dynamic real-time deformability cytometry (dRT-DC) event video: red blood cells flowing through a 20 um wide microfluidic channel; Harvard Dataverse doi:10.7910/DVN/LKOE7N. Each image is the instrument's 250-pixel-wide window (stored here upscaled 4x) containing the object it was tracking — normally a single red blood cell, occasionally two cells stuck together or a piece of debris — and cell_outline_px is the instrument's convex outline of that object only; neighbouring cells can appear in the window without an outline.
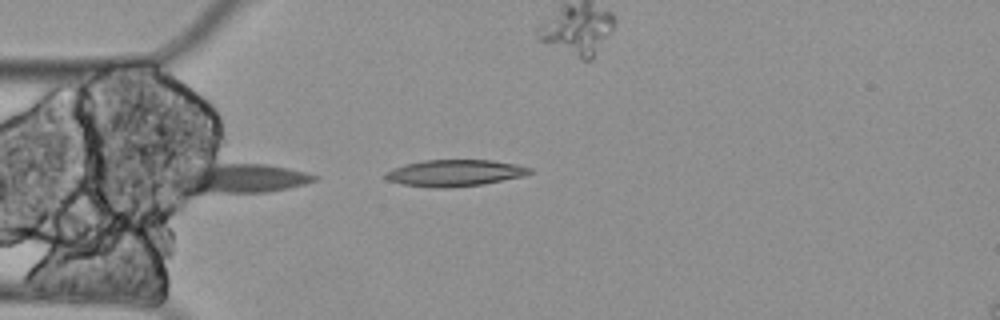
{"species": "Egyptian fruit bat (a non-hibernating species)", "species_latin": "Rousettus aegyptiacus", "temperature_condition": "cold", "stored_images_in_passage": 11, "segment_of_instrument_passage": [1, 2], "camera_frame_rate_fps": 3000, "um_per_image_px": 0.085, "animal": {"sex": "female"}, "frame": {"image": 1, "passage_image": 4, "time_ms": 1.0, "image_size_px": [1000, 320], "cell_outline_px": [[320, 176], [316, 180], [304, 184], [288, 188], [268, 192], [180, 192], [168, 184], [168, 172], [172, 168], [216, 164], [268, 164], [288, 168]], "centroid_in_image_um": [20.11, 15.15], "position_along_channel_um": 64.9, "area_um2": 25.2}}
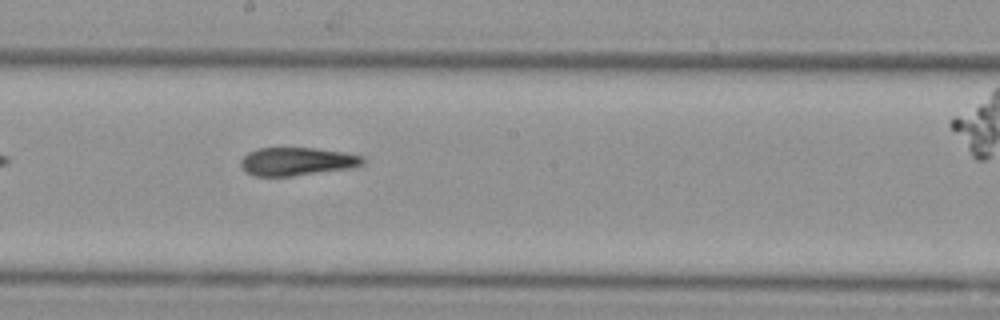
{"frame": {"image": 2, "passage_image": 8, "time_ms": 2.333, "image_size_px": [1000, 320], "cell_outline_px": [[368, 160], [364, 164], [356, 168], [292, 176], [256, 176], [248, 172], [240, 164], [240, 160], [248, 152], [260, 148], [312, 148], [344, 152], [364, 156]], "centroid_in_image_um": [25.34, 13.73], "position_along_channel_um": 222.9, "area_um2": 20.23}}
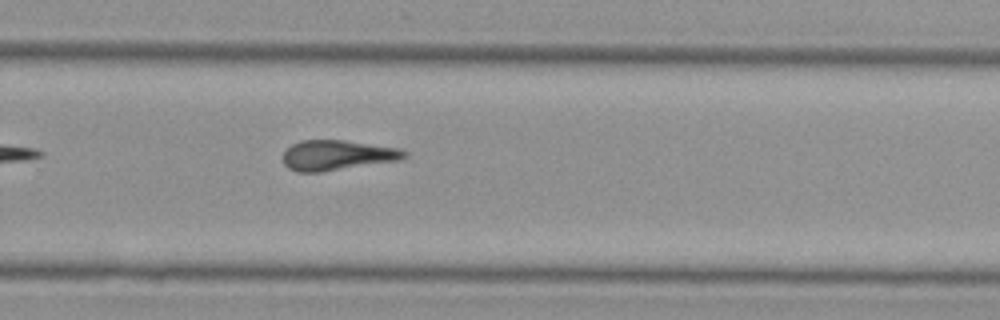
{"frame": {"image": 3, "passage_image": 10, "time_ms": 3.0, "image_size_px": [1000, 320], "cell_outline_px": [[408, 156], [400, 160], [320, 172], [296, 172], [288, 168], [284, 164], [284, 152], [292, 144], [300, 140], [344, 140], [400, 148], [408, 152]], "centroid_in_image_um": [28.68, 13.19], "position_along_channel_um": 301.1, "area_um2": 21.33}}